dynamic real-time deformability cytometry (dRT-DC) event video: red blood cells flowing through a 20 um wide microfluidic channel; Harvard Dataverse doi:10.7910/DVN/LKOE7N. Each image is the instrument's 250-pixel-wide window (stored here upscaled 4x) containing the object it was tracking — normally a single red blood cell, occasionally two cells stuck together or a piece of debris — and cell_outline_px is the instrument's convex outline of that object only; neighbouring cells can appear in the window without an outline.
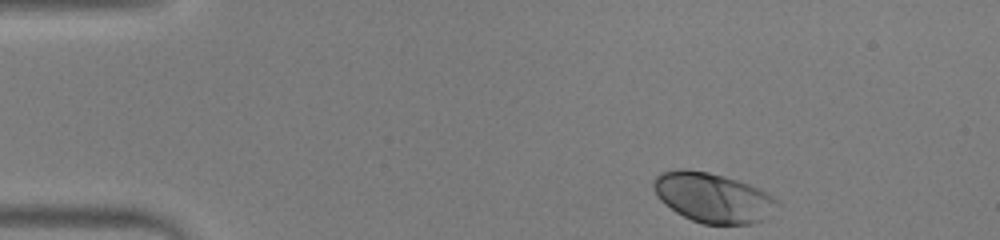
{"species": "human", "species_latin": "Homo sapiens", "temperature_condition": "warm", "stored_images_in_passage": 42, "camera_frame_rate_fps": 3000, "um_per_image_px": 0.085, "donor": {"sex": "male"}, "frame": {"image": 1, "passage_image": 1, "time_ms": 0.0, "image_size_px": [1000, 240], "cell_outline_px": [[780, 204], [768, 220], [752, 224], [704, 224], [692, 220], [676, 212], [664, 204], [656, 196], [652, 188], [652, 180], [660, 172], [680, 168], [684, 168], [708, 172], [724, 176], [760, 188], [768, 192]], "centroid_in_image_um": [60.61, 16.8], "position_along_channel_um": 24.4, "area_um2": 36.41}}
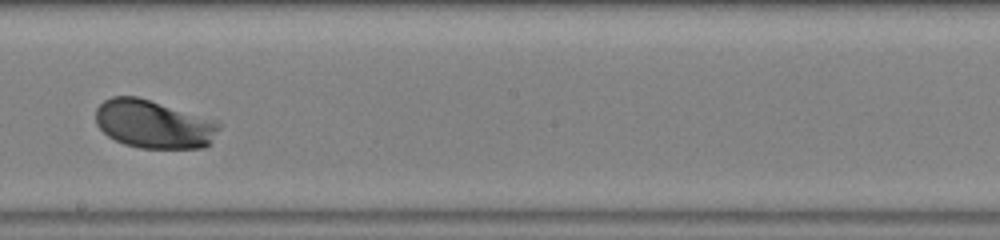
{"frame": {"image": 2, "passage_image": 22, "time_ms": 7.0, "image_size_px": [1000, 240], "cell_outline_px": [[220, 128], [212, 140], [204, 148], [140, 148], [124, 144], [108, 136], [96, 124], [96, 108], [104, 100], [112, 96], [136, 96], [216, 120], [220, 124]], "centroid_in_image_um": [13.05, 10.56], "position_along_channel_um": 235.1, "area_um2": 34.56}}
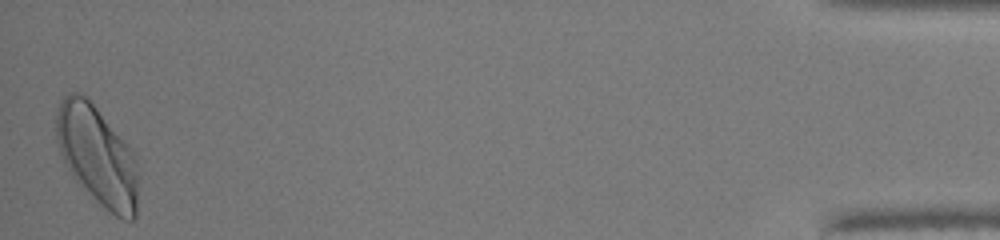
{"frame": {"image": 3, "passage_image": 42, "time_ms": 13.667, "image_size_px": [1000, 240], "cell_outline_px": [[136, 216], [132, 220], [124, 220], [116, 216], [104, 208], [72, 176], [60, 152], [56, 136], [56, 116], [60, 100], [64, 96], [72, 92], [80, 92], [96, 108], [132, 148], [136, 160]], "centroid_in_image_um": [8.26, 13.21], "position_along_channel_um": 426.9, "area_um2": 46.76}, "authors_computed_cell_mechanics": {"area_um2": 34.68, "velocity_mm_per_s": 4.236, "shape_relaxation_time_tau1_ms": 1.1857, "shape_relaxation_time_tau2_ms": null, "deformation_change_tau1": 0.1027, "deformation_change_tau2": null}}